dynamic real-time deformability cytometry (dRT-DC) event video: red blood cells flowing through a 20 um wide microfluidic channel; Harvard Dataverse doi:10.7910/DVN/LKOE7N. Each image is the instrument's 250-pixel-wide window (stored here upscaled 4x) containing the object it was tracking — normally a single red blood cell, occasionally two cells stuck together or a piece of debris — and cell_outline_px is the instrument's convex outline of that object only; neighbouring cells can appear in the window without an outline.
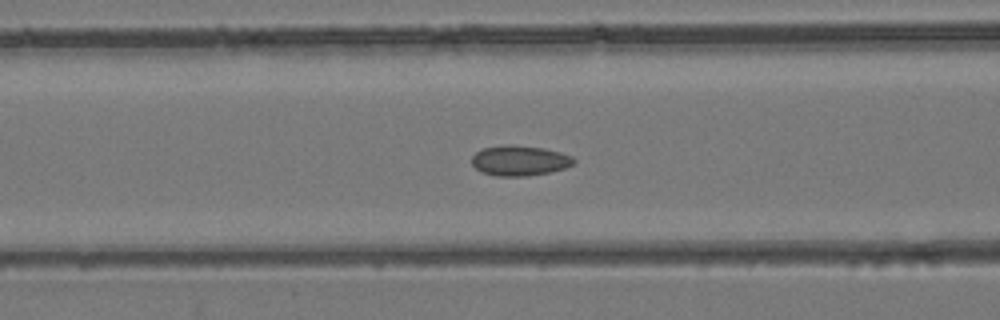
{"species": "common noctule bat (a hibernating species)", "species_latin": "Nyctalus noctula", "temperature_condition": "room temperature", "stored_images_in_passage": 43, "camera_frame_rate_fps": 3000, "um_per_image_px": 0.085, "animal": {"sex": "female", "body_mass_g": 24.6, "forearm_length_mm": 56.2}, "frame": {"image": 1, "passage_image": 17, "time_ms": 5.333, "image_size_px": [1000, 320], "cell_outline_px": [[576, 160], [572, 164], [564, 168], [548, 172], [524, 176], [496, 176], [484, 172], [476, 168], [472, 164], [472, 156], [476, 152], [484, 148], [508, 144], [544, 148], [560, 152], [572, 156]], "centroid_in_image_um": [44.16, 13.64], "position_along_channel_um": 122.4, "area_um2": 17.74}}
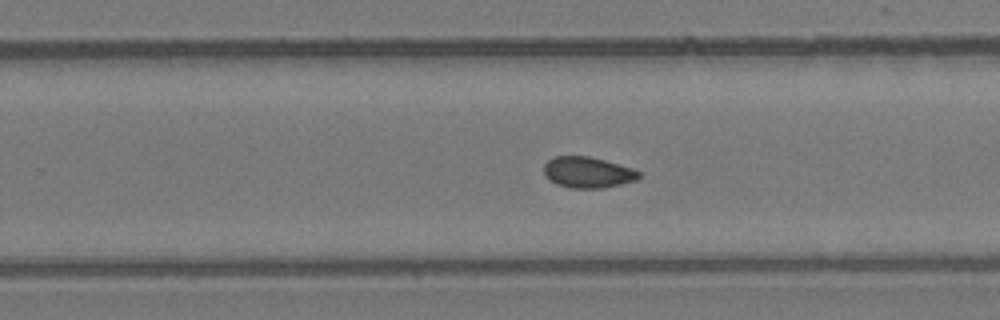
{"frame": {"image": 2, "passage_image": 27, "time_ms": 8.667, "image_size_px": [1000, 320], "cell_outline_px": [[640, 176], [636, 180], [604, 188], [572, 188], [556, 184], [548, 180], [544, 176], [544, 164], [552, 156], [588, 156], [604, 160], [632, 168], [640, 172]], "centroid_in_image_um": [49.91, 14.65], "position_along_channel_um": 279.9, "area_um2": 17.22}}
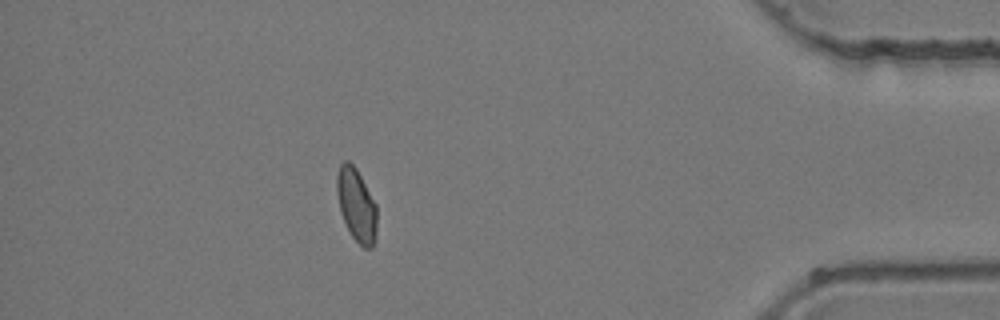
{"frame": {"image": 3, "passage_image": 38, "time_ms": 12.333, "image_size_px": [1000, 320], "cell_outline_px": [[376, 240], [372, 248], [364, 248], [352, 236], [340, 212], [336, 192], [336, 176], [340, 164], [344, 160], [348, 160], [356, 168], [376, 204]], "centroid_in_image_um": [30.29, 17.41], "position_along_channel_um": 404.9, "area_um2": 17.05}}